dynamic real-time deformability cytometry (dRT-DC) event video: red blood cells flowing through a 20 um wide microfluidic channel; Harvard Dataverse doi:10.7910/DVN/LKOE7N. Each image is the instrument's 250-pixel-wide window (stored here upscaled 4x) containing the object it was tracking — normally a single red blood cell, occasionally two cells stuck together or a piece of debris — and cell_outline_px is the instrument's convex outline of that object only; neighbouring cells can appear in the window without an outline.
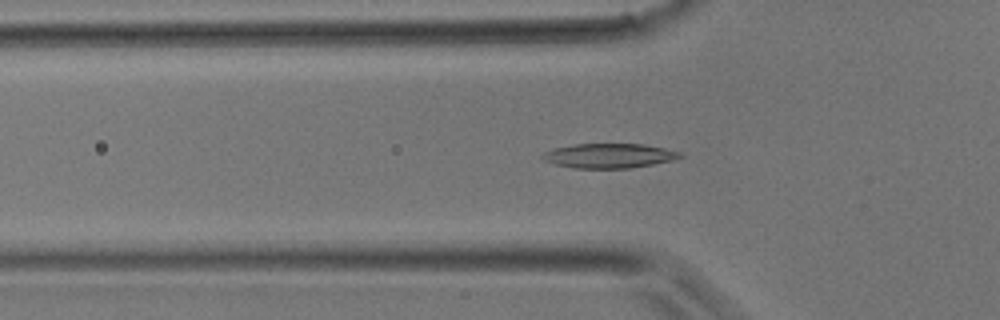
{"species": "common noctule bat (a hibernating species)", "species_latin": "Nyctalus noctula", "temperature_condition": "room temperature", "stored_images_in_passage": 33, "camera_frame_rate_fps": 3000, "um_per_image_px": 0.085, "animal": {"sex": "male", "body_mass_g": 17.9}, "frame": {"image": 1, "passage_image": 5, "time_ms": 1.333, "image_size_px": [1000, 320], "cell_outline_px": [[684, 156], [672, 160], [632, 168], [572, 168], [556, 164], [544, 160], [540, 156], [544, 152], [552, 148], [576, 144], [644, 144], [664, 148], [680, 152]], "centroid_in_image_um": [51.75, 13.23], "position_along_channel_um": 74.0, "area_um2": 19.65}}
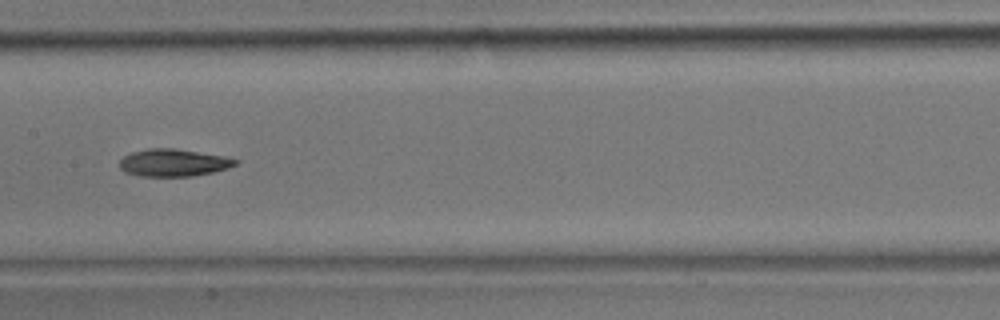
{"frame": {"image": 2, "passage_image": 12, "time_ms": 3.667, "image_size_px": [1000, 320], "cell_outline_px": [[240, 160], [236, 164], [228, 168], [212, 172], [192, 176], [140, 176], [124, 172], [120, 168], [120, 160], [124, 156], [132, 152], [148, 148], [176, 148], [220, 156]], "centroid_in_image_um": [14.71, 13.83], "position_along_channel_um": 192.7, "area_um2": 18.32}}
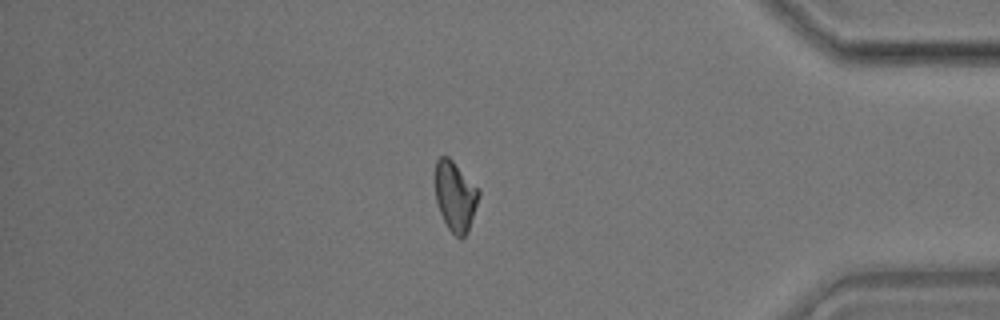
{"frame": {"image": 3, "passage_image": 26, "time_ms": 8.333, "image_size_px": [1000, 320], "cell_outline_px": [[480, 196], [468, 232], [460, 240], [448, 228], [440, 212], [436, 200], [432, 180], [432, 176], [436, 160], [440, 156], [448, 156], [452, 160], [480, 192]], "centroid_in_image_um": [38.64, 16.66], "position_along_channel_um": 396.6, "area_um2": 18.03}}